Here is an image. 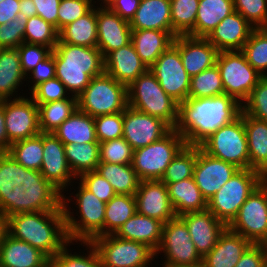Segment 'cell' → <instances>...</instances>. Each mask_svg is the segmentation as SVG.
I'll return each mask as SVG.
<instances>
[{
  "instance_id": "003e7915",
  "label": "cell",
  "mask_w": 267,
  "mask_h": 267,
  "mask_svg": "<svg viewBox=\"0 0 267 267\" xmlns=\"http://www.w3.org/2000/svg\"><path fill=\"white\" fill-rule=\"evenodd\" d=\"M5 125L6 124L3 112V100H0V152L8 151V137Z\"/></svg>"
},
{
  "instance_id": "be15d7a7",
  "label": "cell",
  "mask_w": 267,
  "mask_h": 267,
  "mask_svg": "<svg viewBox=\"0 0 267 267\" xmlns=\"http://www.w3.org/2000/svg\"><path fill=\"white\" fill-rule=\"evenodd\" d=\"M37 15L53 25L58 31V9L61 0H33Z\"/></svg>"
},
{
  "instance_id": "7bdbcfd3",
  "label": "cell",
  "mask_w": 267,
  "mask_h": 267,
  "mask_svg": "<svg viewBox=\"0 0 267 267\" xmlns=\"http://www.w3.org/2000/svg\"><path fill=\"white\" fill-rule=\"evenodd\" d=\"M197 159V146L185 145L168 165L161 181L167 186L193 177Z\"/></svg>"
},
{
  "instance_id": "a7ac6f4b",
  "label": "cell",
  "mask_w": 267,
  "mask_h": 267,
  "mask_svg": "<svg viewBox=\"0 0 267 267\" xmlns=\"http://www.w3.org/2000/svg\"><path fill=\"white\" fill-rule=\"evenodd\" d=\"M19 15L27 18L37 15V9L33 0H20Z\"/></svg>"
},
{
  "instance_id": "6f0895ef",
  "label": "cell",
  "mask_w": 267,
  "mask_h": 267,
  "mask_svg": "<svg viewBox=\"0 0 267 267\" xmlns=\"http://www.w3.org/2000/svg\"><path fill=\"white\" fill-rule=\"evenodd\" d=\"M17 49L21 69L25 75H28L39 62L45 60L52 53V49L48 46L29 44L25 42L17 47Z\"/></svg>"
},
{
  "instance_id": "6da1fadb",
  "label": "cell",
  "mask_w": 267,
  "mask_h": 267,
  "mask_svg": "<svg viewBox=\"0 0 267 267\" xmlns=\"http://www.w3.org/2000/svg\"><path fill=\"white\" fill-rule=\"evenodd\" d=\"M242 105L233 97L221 94L206 98H187L179 104L175 130L186 145L199 146L212 133L237 119Z\"/></svg>"
},
{
  "instance_id": "94428289",
  "label": "cell",
  "mask_w": 267,
  "mask_h": 267,
  "mask_svg": "<svg viewBox=\"0 0 267 267\" xmlns=\"http://www.w3.org/2000/svg\"><path fill=\"white\" fill-rule=\"evenodd\" d=\"M26 76H27L26 79L27 78L29 80L33 79V80H31L32 83H33V86H31V89H29L31 91L36 86H38L39 84L43 83L44 81H47L49 79L54 78L55 77V60H54L53 52L45 60L39 62L29 72V75H26Z\"/></svg>"
},
{
  "instance_id": "2e32d148",
  "label": "cell",
  "mask_w": 267,
  "mask_h": 267,
  "mask_svg": "<svg viewBox=\"0 0 267 267\" xmlns=\"http://www.w3.org/2000/svg\"><path fill=\"white\" fill-rule=\"evenodd\" d=\"M171 130L172 128L165 121L129 105L123 112V138L133 150L160 140Z\"/></svg>"
},
{
  "instance_id": "d6986e66",
  "label": "cell",
  "mask_w": 267,
  "mask_h": 267,
  "mask_svg": "<svg viewBox=\"0 0 267 267\" xmlns=\"http://www.w3.org/2000/svg\"><path fill=\"white\" fill-rule=\"evenodd\" d=\"M25 213L55 211L62 208V192L46 180L40 171L27 169L24 185Z\"/></svg>"
},
{
  "instance_id": "277c9868",
  "label": "cell",
  "mask_w": 267,
  "mask_h": 267,
  "mask_svg": "<svg viewBox=\"0 0 267 267\" xmlns=\"http://www.w3.org/2000/svg\"><path fill=\"white\" fill-rule=\"evenodd\" d=\"M78 193L75 194V206L79 211L80 220L73 216L72 210L68 207L71 199L65 198L62 194V208L65 217L66 231L69 241L81 242L91 241L95 237L104 236V218L106 203L101 201L81 182H78ZM68 207V208H67ZM69 209V210H68Z\"/></svg>"
},
{
  "instance_id": "ffe728a7",
  "label": "cell",
  "mask_w": 267,
  "mask_h": 267,
  "mask_svg": "<svg viewBox=\"0 0 267 267\" xmlns=\"http://www.w3.org/2000/svg\"><path fill=\"white\" fill-rule=\"evenodd\" d=\"M173 45L190 77L216 65L219 51L206 38L180 35L174 38Z\"/></svg>"
},
{
  "instance_id": "cb8c5ba5",
  "label": "cell",
  "mask_w": 267,
  "mask_h": 267,
  "mask_svg": "<svg viewBox=\"0 0 267 267\" xmlns=\"http://www.w3.org/2000/svg\"><path fill=\"white\" fill-rule=\"evenodd\" d=\"M253 29L246 19L234 11L226 16L206 39L219 52L242 50Z\"/></svg>"
},
{
  "instance_id": "f6af8a7d",
  "label": "cell",
  "mask_w": 267,
  "mask_h": 267,
  "mask_svg": "<svg viewBox=\"0 0 267 267\" xmlns=\"http://www.w3.org/2000/svg\"><path fill=\"white\" fill-rule=\"evenodd\" d=\"M224 93V86L217 65L191 77L188 98H206Z\"/></svg>"
},
{
  "instance_id": "f546056e",
  "label": "cell",
  "mask_w": 267,
  "mask_h": 267,
  "mask_svg": "<svg viewBox=\"0 0 267 267\" xmlns=\"http://www.w3.org/2000/svg\"><path fill=\"white\" fill-rule=\"evenodd\" d=\"M173 41L174 37L167 31L144 29L132 30L131 33V42L148 69L173 44Z\"/></svg>"
},
{
  "instance_id": "f35d334b",
  "label": "cell",
  "mask_w": 267,
  "mask_h": 267,
  "mask_svg": "<svg viewBox=\"0 0 267 267\" xmlns=\"http://www.w3.org/2000/svg\"><path fill=\"white\" fill-rule=\"evenodd\" d=\"M64 148L68 165L76 178L97 169L100 163L99 143L65 144Z\"/></svg>"
},
{
  "instance_id": "7dc6e473",
  "label": "cell",
  "mask_w": 267,
  "mask_h": 267,
  "mask_svg": "<svg viewBox=\"0 0 267 267\" xmlns=\"http://www.w3.org/2000/svg\"><path fill=\"white\" fill-rule=\"evenodd\" d=\"M24 42L48 46L53 50L58 42V31L53 25L36 15L27 20Z\"/></svg>"
},
{
  "instance_id": "db71d44e",
  "label": "cell",
  "mask_w": 267,
  "mask_h": 267,
  "mask_svg": "<svg viewBox=\"0 0 267 267\" xmlns=\"http://www.w3.org/2000/svg\"><path fill=\"white\" fill-rule=\"evenodd\" d=\"M30 95L36 104H45L71 97L65 85L56 77L36 86Z\"/></svg>"
},
{
  "instance_id": "b9f144b4",
  "label": "cell",
  "mask_w": 267,
  "mask_h": 267,
  "mask_svg": "<svg viewBox=\"0 0 267 267\" xmlns=\"http://www.w3.org/2000/svg\"><path fill=\"white\" fill-rule=\"evenodd\" d=\"M199 0H170L173 37L190 35L195 29Z\"/></svg>"
},
{
  "instance_id": "74e56055",
  "label": "cell",
  "mask_w": 267,
  "mask_h": 267,
  "mask_svg": "<svg viewBox=\"0 0 267 267\" xmlns=\"http://www.w3.org/2000/svg\"><path fill=\"white\" fill-rule=\"evenodd\" d=\"M41 132L53 133L78 108L77 97L71 96L58 101L37 104Z\"/></svg>"
},
{
  "instance_id": "3957f363",
  "label": "cell",
  "mask_w": 267,
  "mask_h": 267,
  "mask_svg": "<svg viewBox=\"0 0 267 267\" xmlns=\"http://www.w3.org/2000/svg\"><path fill=\"white\" fill-rule=\"evenodd\" d=\"M55 60V77L69 94L78 97L89 85L91 78L104 73V58L97 47L57 42L52 50Z\"/></svg>"
},
{
  "instance_id": "d6a6232c",
  "label": "cell",
  "mask_w": 267,
  "mask_h": 267,
  "mask_svg": "<svg viewBox=\"0 0 267 267\" xmlns=\"http://www.w3.org/2000/svg\"><path fill=\"white\" fill-rule=\"evenodd\" d=\"M243 123L249 151V169L262 173L267 168V122L243 112Z\"/></svg>"
},
{
  "instance_id": "753ad0ef",
  "label": "cell",
  "mask_w": 267,
  "mask_h": 267,
  "mask_svg": "<svg viewBox=\"0 0 267 267\" xmlns=\"http://www.w3.org/2000/svg\"><path fill=\"white\" fill-rule=\"evenodd\" d=\"M43 267H54V265L49 261L47 264H45Z\"/></svg>"
},
{
  "instance_id": "8fae6325",
  "label": "cell",
  "mask_w": 267,
  "mask_h": 267,
  "mask_svg": "<svg viewBox=\"0 0 267 267\" xmlns=\"http://www.w3.org/2000/svg\"><path fill=\"white\" fill-rule=\"evenodd\" d=\"M216 65L219 69L225 94L241 105L263 77L246 60L241 50L219 52Z\"/></svg>"
},
{
  "instance_id": "680465c9",
  "label": "cell",
  "mask_w": 267,
  "mask_h": 267,
  "mask_svg": "<svg viewBox=\"0 0 267 267\" xmlns=\"http://www.w3.org/2000/svg\"><path fill=\"white\" fill-rule=\"evenodd\" d=\"M79 180L88 190L105 203L116 195L111 184L96 170L82 174Z\"/></svg>"
},
{
  "instance_id": "484cf974",
  "label": "cell",
  "mask_w": 267,
  "mask_h": 267,
  "mask_svg": "<svg viewBox=\"0 0 267 267\" xmlns=\"http://www.w3.org/2000/svg\"><path fill=\"white\" fill-rule=\"evenodd\" d=\"M252 243L228 228L219 236L216 245L202 257V267H235Z\"/></svg>"
},
{
  "instance_id": "60d3db41",
  "label": "cell",
  "mask_w": 267,
  "mask_h": 267,
  "mask_svg": "<svg viewBox=\"0 0 267 267\" xmlns=\"http://www.w3.org/2000/svg\"><path fill=\"white\" fill-rule=\"evenodd\" d=\"M7 153L25 168L40 171L43 161L42 132L35 137L13 142Z\"/></svg>"
},
{
  "instance_id": "44dd1931",
  "label": "cell",
  "mask_w": 267,
  "mask_h": 267,
  "mask_svg": "<svg viewBox=\"0 0 267 267\" xmlns=\"http://www.w3.org/2000/svg\"><path fill=\"white\" fill-rule=\"evenodd\" d=\"M136 212L160 220L164 224L176 217L167 186L161 180L140 181L134 195Z\"/></svg>"
},
{
  "instance_id": "e575fe53",
  "label": "cell",
  "mask_w": 267,
  "mask_h": 267,
  "mask_svg": "<svg viewBox=\"0 0 267 267\" xmlns=\"http://www.w3.org/2000/svg\"><path fill=\"white\" fill-rule=\"evenodd\" d=\"M58 41L84 47H97V8L67 24L58 32Z\"/></svg>"
},
{
  "instance_id": "1f68e13d",
  "label": "cell",
  "mask_w": 267,
  "mask_h": 267,
  "mask_svg": "<svg viewBox=\"0 0 267 267\" xmlns=\"http://www.w3.org/2000/svg\"><path fill=\"white\" fill-rule=\"evenodd\" d=\"M167 189L176 216L207 210V201L202 196L193 177L170 183L167 185Z\"/></svg>"
},
{
  "instance_id": "816d5d0a",
  "label": "cell",
  "mask_w": 267,
  "mask_h": 267,
  "mask_svg": "<svg viewBox=\"0 0 267 267\" xmlns=\"http://www.w3.org/2000/svg\"><path fill=\"white\" fill-rule=\"evenodd\" d=\"M234 10L253 28H267V0H233Z\"/></svg>"
},
{
  "instance_id": "ab89813d",
  "label": "cell",
  "mask_w": 267,
  "mask_h": 267,
  "mask_svg": "<svg viewBox=\"0 0 267 267\" xmlns=\"http://www.w3.org/2000/svg\"><path fill=\"white\" fill-rule=\"evenodd\" d=\"M135 213V197L133 195L116 194L106 203L104 235L115 234Z\"/></svg>"
},
{
  "instance_id": "8992f818",
  "label": "cell",
  "mask_w": 267,
  "mask_h": 267,
  "mask_svg": "<svg viewBox=\"0 0 267 267\" xmlns=\"http://www.w3.org/2000/svg\"><path fill=\"white\" fill-rule=\"evenodd\" d=\"M77 105L79 110L92 117L124 112L128 106L127 86L104 72L91 78L77 97Z\"/></svg>"
},
{
  "instance_id": "4dcf8cb0",
  "label": "cell",
  "mask_w": 267,
  "mask_h": 267,
  "mask_svg": "<svg viewBox=\"0 0 267 267\" xmlns=\"http://www.w3.org/2000/svg\"><path fill=\"white\" fill-rule=\"evenodd\" d=\"M53 134L64 145L99 143L96 136L94 117L78 108Z\"/></svg>"
},
{
  "instance_id": "681fc988",
  "label": "cell",
  "mask_w": 267,
  "mask_h": 267,
  "mask_svg": "<svg viewBox=\"0 0 267 267\" xmlns=\"http://www.w3.org/2000/svg\"><path fill=\"white\" fill-rule=\"evenodd\" d=\"M100 162L132 164L133 148L123 137L99 143Z\"/></svg>"
},
{
  "instance_id": "836d02e7",
  "label": "cell",
  "mask_w": 267,
  "mask_h": 267,
  "mask_svg": "<svg viewBox=\"0 0 267 267\" xmlns=\"http://www.w3.org/2000/svg\"><path fill=\"white\" fill-rule=\"evenodd\" d=\"M234 11L233 0H199L195 29L190 36L206 38L226 16Z\"/></svg>"
},
{
  "instance_id": "52a82bcc",
  "label": "cell",
  "mask_w": 267,
  "mask_h": 267,
  "mask_svg": "<svg viewBox=\"0 0 267 267\" xmlns=\"http://www.w3.org/2000/svg\"><path fill=\"white\" fill-rule=\"evenodd\" d=\"M261 184V172L239 169L214 196L207 201V209L228 226L240 207Z\"/></svg>"
},
{
  "instance_id": "f907efd6",
  "label": "cell",
  "mask_w": 267,
  "mask_h": 267,
  "mask_svg": "<svg viewBox=\"0 0 267 267\" xmlns=\"http://www.w3.org/2000/svg\"><path fill=\"white\" fill-rule=\"evenodd\" d=\"M242 111L257 120L267 122V76L257 82L248 99L242 104Z\"/></svg>"
},
{
  "instance_id": "9c48e42d",
  "label": "cell",
  "mask_w": 267,
  "mask_h": 267,
  "mask_svg": "<svg viewBox=\"0 0 267 267\" xmlns=\"http://www.w3.org/2000/svg\"><path fill=\"white\" fill-rule=\"evenodd\" d=\"M199 147L208 155L235 165L249 168V151L243 123V111L233 122L212 133Z\"/></svg>"
},
{
  "instance_id": "ac0fdd59",
  "label": "cell",
  "mask_w": 267,
  "mask_h": 267,
  "mask_svg": "<svg viewBox=\"0 0 267 267\" xmlns=\"http://www.w3.org/2000/svg\"><path fill=\"white\" fill-rule=\"evenodd\" d=\"M42 145L43 161L40 172L46 180L63 192L71 185L72 180L78 179L68 165L64 144L53 133L42 132Z\"/></svg>"
},
{
  "instance_id": "7402d4cb",
  "label": "cell",
  "mask_w": 267,
  "mask_h": 267,
  "mask_svg": "<svg viewBox=\"0 0 267 267\" xmlns=\"http://www.w3.org/2000/svg\"><path fill=\"white\" fill-rule=\"evenodd\" d=\"M130 22L122 19L108 7L97 6V48L105 58L110 52L131 42Z\"/></svg>"
},
{
  "instance_id": "ba28073f",
  "label": "cell",
  "mask_w": 267,
  "mask_h": 267,
  "mask_svg": "<svg viewBox=\"0 0 267 267\" xmlns=\"http://www.w3.org/2000/svg\"><path fill=\"white\" fill-rule=\"evenodd\" d=\"M185 145L184 138L172 129L160 140L134 150L132 167L140 181L161 180L168 165Z\"/></svg>"
},
{
  "instance_id": "d4e9b609",
  "label": "cell",
  "mask_w": 267,
  "mask_h": 267,
  "mask_svg": "<svg viewBox=\"0 0 267 267\" xmlns=\"http://www.w3.org/2000/svg\"><path fill=\"white\" fill-rule=\"evenodd\" d=\"M147 70L148 67L141 61L132 42L104 58V72L126 86Z\"/></svg>"
},
{
  "instance_id": "03108f58",
  "label": "cell",
  "mask_w": 267,
  "mask_h": 267,
  "mask_svg": "<svg viewBox=\"0 0 267 267\" xmlns=\"http://www.w3.org/2000/svg\"><path fill=\"white\" fill-rule=\"evenodd\" d=\"M20 0H4L0 2V25L8 23L19 16Z\"/></svg>"
},
{
  "instance_id": "9f6ffc18",
  "label": "cell",
  "mask_w": 267,
  "mask_h": 267,
  "mask_svg": "<svg viewBox=\"0 0 267 267\" xmlns=\"http://www.w3.org/2000/svg\"><path fill=\"white\" fill-rule=\"evenodd\" d=\"M28 18L22 15L0 25V47L17 48L24 42V32Z\"/></svg>"
},
{
  "instance_id": "c3c4849f",
  "label": "cell",
  "mask_w": 267,
  "mask_h": 267,
  "mask_svg": "<svg viewBox=\"0 0 267 267\" xmlns=\"http://www.w3.org/2000/svg\"><path fill=\"white\" fill-rule=\"evenodd\" d=\"M26 168L7 152H0V197H8L14 186L24 185Z\"/></svg>"
},
{
  "instance_id": "34e18365",
  "label": "cell",
  "mask_w": 267,
  "mask_h": 267,
  "mask_svg": "<svg viewBox=\"0 0 267 267\" xmlns=\"http://www.w3.org/2000/svg\"><path fill=\"white\" fill-rule=\"evenodd\" d=\"M163 267H172V266H163ZM194 267H202L201 265H199V266H194Z\"/></svg>"
},
{
  "instance_id": "5b68a950",
  "label": "cell",
  "mask_w": 267,
  "mask_h": 267,
  "mask_svg": "<svg viewBox=\"0 0 267 267\" xmlns=\"http://www.w3.org/2000/svg\"><path fill=\"white\" fill-rule=\"evenodd\" d=\"M127 94L130 107L157 117L175 129L179 104L166 94L149 69L127 86Z\"/></svg>"
},
{
  "instance_id": "603a6c76",
  "label": "cell",
  "mask_w": 267,
  "mask_h": 267,
  "mask_svg": "<svg viewBox=\"0 0 267 267\" xmlns=\"http://www.w3.org/2000/svg\"><path fill=\"white\" fill-rule=\"evenodd\" d=\"M179 217L185 222L191 240L202 257L211 251L219 236L227 228L208 209L201 212L185 213Z\"/></svg>"
},
{
  "instance_id": "f5cc1de1",
  "label": "cell",
  "mask_w": 267,
  "mask_h": 267,
  "mask_svg": "<svg viewBox=\"0 0 267 267\" xmlns=\"http://www.w3.org/2000/svg\"><path fill=\"white\" fill-rule=\"evenodd\" d=\"M99 143L123 137V112L94 117Z\"/></svg>"
},
{
  "instance_id": "11a10c76",
  "label": "cell",
  "mask_w": 267,
  "mask_h": 267,
  "mask_svg": "<svg viewBox=\"0 0 267 267\" xmlns=\"http://www.w3.org/2000/svg\"><path fill=\"white\" fill-rule=\"evenodd\" d=\"M93 0H61L58 9V32L67 24L86 15L93 7Z\"/></svg>"
},
{
  "instance_id": "89a4df30",
  "label": "cell",
  "mask_w": 267,
  "mask_h": 267,
  "mask_svg": "<svg viewBox=\"0 0 267 267\" xmlns=\"http://www.w3.org/2000/svg\"><path fill=\"white\" fill-rule=\"evenodd\" d=\"M8 234V217L0 212V245Z\"/></svg>"
},
{
  "instance_id": "7a4b0ae2",
  "label": "cell",
  "mask_w": 267,
  "mask_h": 267,
  "mask_svg": "<svg viewBox=\"0 0 267 267\" xmlns=\"http://www.w3.org/2000/svg\"><path fill=\"white\" fill-rule=\"evenodd\" d=\"M8 234L39 249L49 259L69 242L63 208L11 215Z\"/></svg>"
},
{
  "instance_id": "4fadbf2b",
  "label": "cell",
  "mask_w": 267,
  "mask_h": 267,
  "mask_svg": "<svg viewBox=\"0 0 267 267\" xmlns=\"http://www.w3.org/2000/svg\"><path fill=\"white\" fill-rule=\"evenodd\" d=\"M227 228L252 244L267 243V188L262 183L242 204Z\"/></svg>"
},
{
  "instance_id": "ee69618b",
  "label": "cell",
  "mask_w": 267,
  "mask_h": 267,
  "mask_svg": "<svg viewBox=\"0 0 267 267\" xmlns=\"http://www.w3.org/2000/svg\"><path fill=\"white\" fill-rule=\"evenodd\" d=\"M241 51L258 73L267 76V28H254Z\"/></svg>"
},
{
  "instance_id": "2644e50d",
  "label": "cell",
  "mask_w": 267,
  "mask_h": 267,
  "mask_svg": "<svg viewBox=\"0 0 267 267\" xmlns=\"http://www.w3.org/2000/svg\"><path fill=\"white\" fill-rule=\"evenodd\" d=\"M261 183L267 188V168L261 173Z\"/></svg>"
},
{
  "instance_id": "8c879c8a",
  "label": "cell",
  "mask_w": 267,
  "mask_h": 267,
  "mask_svg": "<svg viewBox=\"0 0 267 267\" xmlns=\"http://www.w3.org/2000/svg\"><path fill=\"white\" fill-rule=\"evenodd\" d=\"M102 1L101 4L103 3V5L100 4V7H109L115 0H100Z\"/></svg>"
},
{
  "instance_id": "d590c367",
  "label": "cell",
  "mask_w": 267,
  "mask_h": 267,
  "mask_svg": "<svg viewBox=\"0 0 267 267\" xmlns=\"http://www.w3.org/2000/svg\"><path fill=\"white\" fill-rule=\"evenodd\" d=\"M26 75L22 72L17 48L0 50V100L12 99Z\"/></svg>"
},
{
  "instance_id": "6125c7cd",
  "label": "cell",
  "mask_w": 267,
  "mask_h": 267,
  "mask_svg": "<svg viewBox=\"0 0 267 267\" xmlns=\"http://www.w3.org/2000/svg\"><path fill=\"white\" fill-rule=\"evenodd\" d=\"M267 263L265 244H252L241 256L235 267H264Z\"/></svg>"
},
{
  "instance_id": "30bf717a",
  "label": "cell",
  "mask_w": 267,
  "mask_h": 267,
  "mask_svg": "<svg viewBox=\"0 0 267 267\" xmlns=\"http://www.w3.org/2000/svg\"><path fill=\"white\" fill-rule=\"evenodd\" d=\"M91 242L98 251L102 267H148L157 258L146 244L115 234L95 237Z\"/></svg>"
},
{
  "instance_id": "bcb514c9",
  "label": "cell",
  "mask_w": 267,
  "mask_h": 267,
  "mask_svg": "<svg viewBox=\"0 0 267 267\" xmlns=\"http://www.w3.org/2000/svg\"><path fill=\"white\" fill-rule=\"evenodd\" d=\"M70 243H73V241H69L50 259L54 267H102L98 251L91 241H81V245H86V248L90 250H87V254L85 253L86 256L84 254L69 253L70 251L67 249V246H70Z\"/></svg>"
},
{
  "instance_id": "7c38bea8",
  "label": "cell",
  "mask_w": 267,
  "mask_h": 267,
  "mask_svg": "<svg viewBox=\"0 0 267 267\" xmlns=\"http://www.w3.org/2000/svg\"><path fill=\"white\" fill-rule=\"evenodd\" d=\"M164 253L163 266L194 267L202 264V256L191 240L185 222L179 217L163 225L162 241L155 253Z\"/></svg>"
},
{
  "instance_id": "4316f807",
  "label": "cell",
  "mask_w": 267,
  "mask_h": 267,
  "mask_svg": "<svg viewBox=\"0 0 267 267\" xmlns=\"http://www.w3.org/2000/svg\"><path fill=\"white\" fill-rule=\"evenodd\" d=\"M164 223L136 212L115 233L119 238L146 244L157 252L163 233Z\"/></svg>"
},
{
  "instance_id": "5bb4252c",
  "label": "cell",
  "mask_w": 267,
  "mask_h": 267,
  "mask_svg": "<svg viewBox=\"0 0 267 267\" xmlns=\"http://www.w3.org/2000/svg\"><path fill=\"white\" fill-rule=\"evenodd\" d=\"M161 88L178 104L186 101L191 77L186 72L179 50L172 44L149 68Z\"/></svg>"
},
{
  "instance_id": "83f0119b",
  "label": "cell",
  "mask_w": 267,
  "mask_h": 267,
  "mask_svg": "<svg viewBox=\"0 0 267 267\" xmlns=\"http://www.w3.org/2000/svg\"><path fill=\"white\" fill-rule=\"evenodd\" d=\"M49 261L39 249L9 234L0 245V267H43Z\"/></svg>"
},
{
  "instance_id": "e0dca14e",
  "label": "cell",
  "mask_w": 267,
  "mask_h": 267,
  "mask_svg": "<svg viewBox=\"0 0 267 267\" xmlns=\"http://www.w3.org/2000/svg\"><path fill=\"white\" fill-rule=\"evenodd\" d=\"M239 170L235 165L214 158L197 146V159L193 178L208 201Z\"/></svg>"
},
{
  "instance_id": "e7e4bbea",
  "label": "cell",
  "mask_w": 267,
  "mask_h": 267,
  "mask_svg": "<svg viewBox=\"0 0 267 267\" xmlns=\"http://www.w3.org/2000/svg\"><path fill=\"white\" fill-rule=\"evenodd\" d=\"M140 0H115L108 8L122 19L131 22L138 10Z\"/></svg>"
},
{
  "instance_id": "f1b7e54d",
  "label": "cell",
  "mask_w": 267,
  "mask_h": 267,
  "mask_svg": "<svg viewBox=\"0 0 267 267\" xmlns=\"http://www.w3.org/2000/svg\"><path fill=\"white\" fill-rule=\"evenodd\" d=\"M130 26L132 30L167 31L173 36L170 0H140Z\"/></svg>"
},
{
  "instance_id": "9a60e30c",
  "label": "cell",
  "mask_w": 267,
  "mask_h": 267,
  "mask_svg": "<svg viewBox=\"0 0 267 267\" xmlns=\"http://www.w3.org/2000/svg\"><path fill=\"white\" fill-rule=\"evenodd\" d=\"M3 112L8 149L13 142L32 138L41 133L38 106L31 97L25 98L21 95L12 100H3Z\"/></svg>"
},
{
  "instance_id": "8d00e7d4",
  "label": "cell",
  "mask_w": 267,
  "mask_h": 267,
  "mask_svg": "<svg viewBox=\"0 0 267 267\" xmlns=\"http://www.w3.org/2000/svg\"><path fill=\"white\" fill-rule=\"evenodd\" d=\"M96 171L111 184L116 194L133 196L136 194L140 179L132 164L100 162Z\"/></svg>"
},
{
  "instance_id": "91938a15",
  "label": "cell",
  "mask_w": 267,
  "mask_h": 267,
  "mask_svg": "<svg viewBox=\"0 0 267 267\" xmlns=\"http://www.w3.org/2000/svg\"><path fill=\"white\" fill-rule=\"evenodd\" d=\"M0 212L6 217L25 213L24 191L21 186H14L8 197H0Z\"/></svg>"
}]
</instances>
